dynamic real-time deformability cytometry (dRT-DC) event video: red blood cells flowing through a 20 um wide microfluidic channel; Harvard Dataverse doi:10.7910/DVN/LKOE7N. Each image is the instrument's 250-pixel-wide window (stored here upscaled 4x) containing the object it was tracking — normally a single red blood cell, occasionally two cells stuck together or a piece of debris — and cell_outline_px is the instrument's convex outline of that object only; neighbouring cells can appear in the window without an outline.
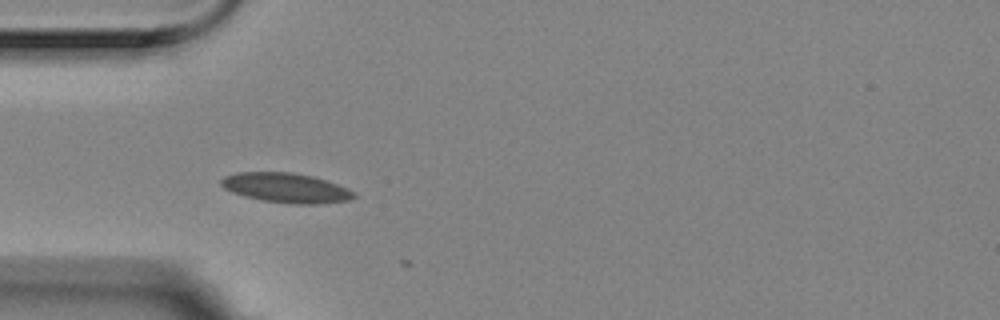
{"species": "Egyptian fruit bat (a non-hibernating species)", "species_latin": "Rousettus aegyptiacus", "temperature_condition": "room temperature", "stored_images_in_passage": 3, "camera_frame_rate_fps": 3000, "um_per_image_px": 0.085, "animal": {"sex": "female"}, "frame": {"image": 1, "passage_image": 2, "time_ms": 0.333, "image_size_px": [1000, 320], "cell_outline_px": [[356, 196], [352, 200], [316, 204], [292, 204], [260, 200], [244, 196], [232, 192], [224, 188], [220, 184], [220, 180], [224, 176], [236, 172], [292, 172], [312, 176], [348, 188], [356, 192]], "centroid_in_image_um": [24.31, 15.97], "position_along_channel_um": 60.7, "area_um2": 23.12}}